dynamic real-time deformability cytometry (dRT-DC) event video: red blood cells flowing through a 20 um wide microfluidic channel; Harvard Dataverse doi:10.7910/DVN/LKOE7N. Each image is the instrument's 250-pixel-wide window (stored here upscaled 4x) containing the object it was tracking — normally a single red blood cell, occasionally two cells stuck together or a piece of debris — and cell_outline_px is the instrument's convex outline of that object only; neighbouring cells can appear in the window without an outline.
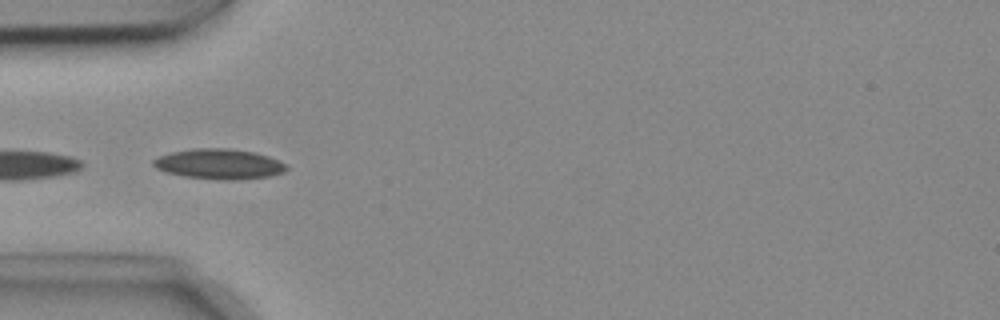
{"species": "common noctule bat (a hibernating species)", "species_latin": "Nyctalus noctula", "temperature_condition": "cold", "stored_images_in_passage": 13, "camera_frame_rate_fps": 3000, "um_per_image_px": 0.085, "animal": {"sex": "female", "body_mass_g": 18.4}, "frame": {"image": 1, "passage_image": 4, "time_ms": 1.0, "image_size_px": [1000, 320], "cell_outline_px": [[288, 168], [284, 172], [268, 176], [240, 180], [220, 180], [184, 176], [164, 172], [156, 168], [152, 164], [152, 160], [160, 156], [172, 152], [192, 148], [228, 148], [252, 152], [268, 156], [280, 160], [288, 164]], "centroid_in_image_um": [18.64, 13.94], "position_along_channel_um": 66.4, "area_um2": 23.58}}